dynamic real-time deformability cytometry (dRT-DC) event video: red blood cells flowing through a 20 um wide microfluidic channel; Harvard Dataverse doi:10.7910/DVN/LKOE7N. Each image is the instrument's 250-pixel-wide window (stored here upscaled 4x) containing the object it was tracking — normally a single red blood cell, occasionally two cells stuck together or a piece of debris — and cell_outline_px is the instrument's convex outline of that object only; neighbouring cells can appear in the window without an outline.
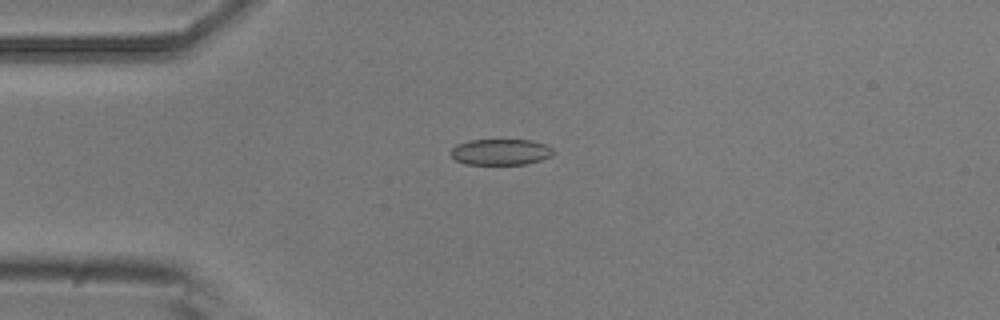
{"species": "common noctule bat (a hibernating species)", "species_latin": "Nyctalus noctula", "temperature_condition": "room temperature", "stored_images_in_passage": 5, "camera_frame_rate_fps": 3000, "um_per_image_px": 0.085, "animal": {"sex": "male", "body_mass_g": 20.5, "forearm_length_mm": 52.5}, "frame": {"image": 1, "passage_image": 5, "time_ms": 1.333, "image_size_px": [1000, 320], "cell_outline_px": [[552, 156], [528, 164], [464, 164], [456, 160], [452, 156], [452, 148], [456, 144], [468, 140], [532, 140], [544, 144], [552, 148]], "centroid_in_image_um": [42.54, 12.91], "position_along_channel_um": 42.5, "area_um2": 15.49}}